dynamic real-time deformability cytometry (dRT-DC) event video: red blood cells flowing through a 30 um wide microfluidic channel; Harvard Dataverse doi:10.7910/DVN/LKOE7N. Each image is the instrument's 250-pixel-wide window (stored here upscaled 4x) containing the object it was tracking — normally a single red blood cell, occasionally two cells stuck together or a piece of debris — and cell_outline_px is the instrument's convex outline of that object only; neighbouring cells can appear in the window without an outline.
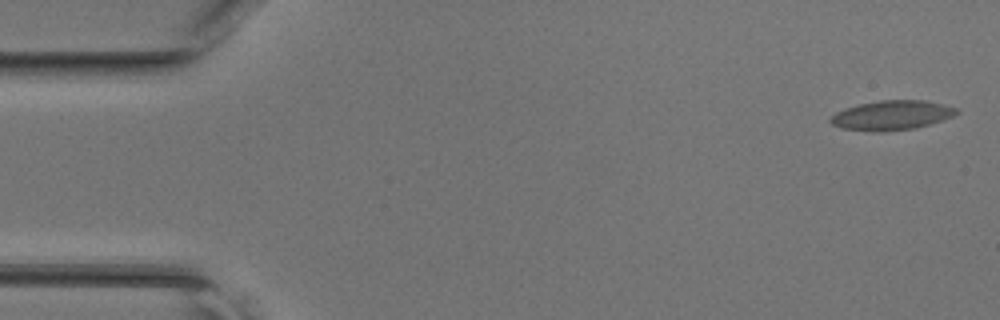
{"species": "common noctule bat (a hibernating species)", "species_latin": "Nyctalus noctula", "temperature_condition": "room temperature", "stored_images_in_passage": 46, "camera_frame_rate_fps": 3000, "um_per_image_px": 0.085, "animal": {"sex": "female", "body_mass_g": 17.0, "forearm_length_mm": 48.0}, "frame": {"image": 1, "passage_image": 1, "time_ms": 0.0, "image_size_px": [1000, 320], "cell_outline_px": [[960, 112], [952, 116], [916, 128], [884, 132], [872, 132], [844, 128], [832, 124], [828, 120], [836, 112], [844, 108], [860, 104], [880, 100], [924, 100], [944, 104], [956, 108]], "centroid_in_image_um": [75.78, 9.8], "position_along_channel_um": 9.2, "area_um2": 21.62}}
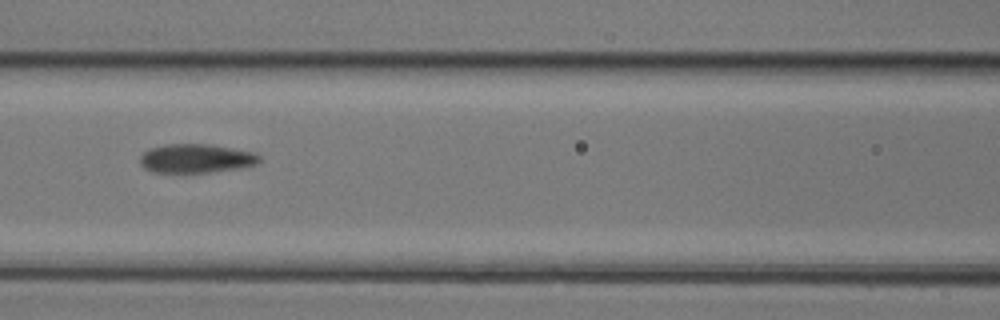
{"frame": {"image": 2, "passage_image": 20, "time_ms": 6.333, "image_size_px": [1000, 320], "cell_outline_px": [[260, 160], [256, 164], [240, 168], [208, 172], [152, 172], [144, 168], [140, 164], [140, 156], [148, 148], [164, 144], [212, 144], [252, 152], [260, 156]], "centroid_in_image_um": [16.63, 13.46], "position_along_channel_um": 150.0, "area_um2": 20.11}}
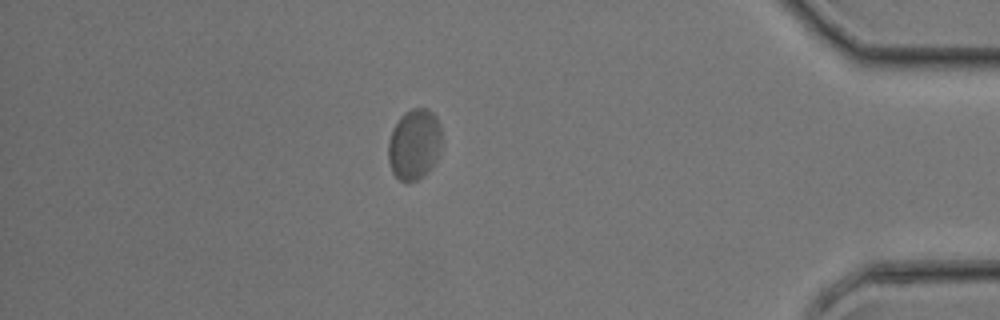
{"frame": {"image": 3, "passage_image": 40, "time_ms": 13.0, "image_size_px": [1000, 320], "cell_outline_px": [[440, 156], [428, 172], [424, 176], [416, 180], [404, 184], [392, 172], [388, 160], [388, 140], [392, 128], [400, 116], [404, 112], [412, 108], [424, 108], [432, 112], [436, 116], [440, 124]], "centroid_in_image_um": [35.2, 12.28], "position_along_channel_um": 400.0, "area_um2": 22.48}}